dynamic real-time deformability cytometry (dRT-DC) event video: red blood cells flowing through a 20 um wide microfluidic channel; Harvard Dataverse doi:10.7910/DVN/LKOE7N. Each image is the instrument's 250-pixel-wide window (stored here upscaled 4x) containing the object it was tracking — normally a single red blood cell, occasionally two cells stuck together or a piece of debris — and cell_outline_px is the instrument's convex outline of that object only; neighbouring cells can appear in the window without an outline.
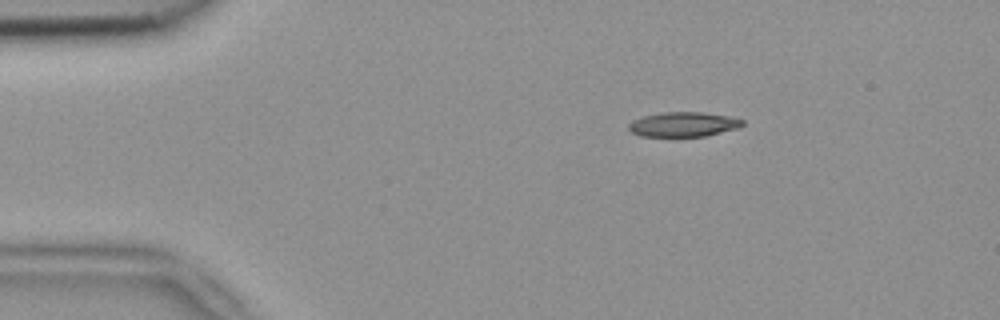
{"species": "common noctule bat (a hibernating species)", "species_latin": "Nyctalus noctula", "temperature_condition": "room temperature", "stored_images_in_passage": 2, "camera_frame_rate_fps": 3000, "um_per_image_px": 0.085, "animal": {"sex": "female", "body_mass_g": 18.4}, "frame": {"image": 1, "passage_image": 1, "time_ms": 0.0, "image_size_px": [1000, 320], "cell_outline_px": [[744, 124], [740, 128], [704, 136], [640, 136], [632, 132], [628, 128], [628, 124], [632, 120], [644, 116], [664, 112], [704, 112], [736, 116], [744, 120]], "centroid_in_image_um": [58.16, 10.56], "position_along_channel_um": 26.8, "area_um2": 16.59}}